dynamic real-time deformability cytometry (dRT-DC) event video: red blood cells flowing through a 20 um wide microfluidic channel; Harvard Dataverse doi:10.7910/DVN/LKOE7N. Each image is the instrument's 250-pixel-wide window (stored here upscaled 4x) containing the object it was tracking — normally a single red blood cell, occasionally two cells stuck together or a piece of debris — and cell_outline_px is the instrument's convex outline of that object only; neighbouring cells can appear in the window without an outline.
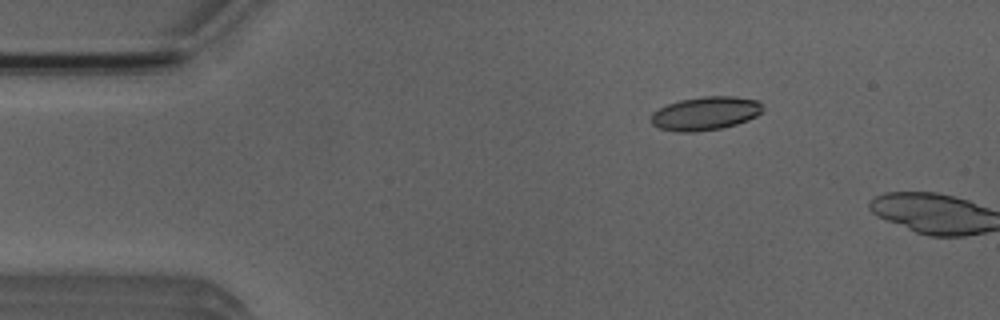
{"species": "Egyptian fruit bat (a non-hibernating species)", "species_latin": "Rousettus aegyptiacus", "temperature_condition": "room temperature", "stored_images_in_passage": 5, "camera_frame_rate_fps": 3000, "um_per_image_px": 0.085, "animal": {"sex": "male"}, "frame": {"image": 1, "passage_image": 4, "time_ms": 1.0, "image_size_px": [1000, 320], "cell_outline_px": [[764, 108], [756, 116], [748, 120], [736, 124], [720, 128], [696, 132], [680, 132], [660, 128], [652, 124], [648, 120], [652, 112], [668, 104], [680, 100], [704, 96], [736, 96], [756, 100], [764, 104]], "centroid_in_image_um": [59.95, 9.63], "position_along_channel_um": 25.0, "area_um2": 21.91}}